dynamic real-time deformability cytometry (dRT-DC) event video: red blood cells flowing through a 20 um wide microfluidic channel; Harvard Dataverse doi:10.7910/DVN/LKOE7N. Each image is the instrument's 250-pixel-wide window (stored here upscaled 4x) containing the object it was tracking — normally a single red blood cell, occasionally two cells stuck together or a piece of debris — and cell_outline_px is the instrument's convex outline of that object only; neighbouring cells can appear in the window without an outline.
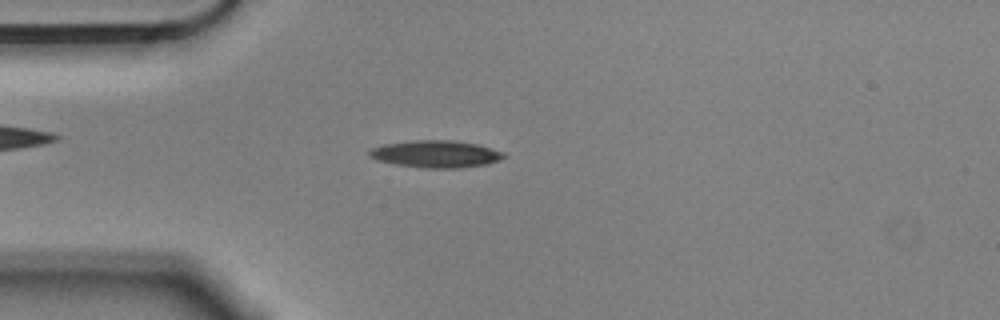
{"species": "Egyptian fruit bat (a non-hibernating species)", "species_latin": "Rousettus aegyptiacus", "temperature_condition": "cold", "stored_images_in_passage": 54, "camera_frame_rate_fps": 3000, "um_per_image_px": 0.085, "animal": {"sex": "male"}, "frame": {"image": 1, "passage_image": 13, "time_ms": 4.0, "image_size_px": [1000, 320], "cell_outline_px": [[504, 156], [500, 160], [484, 164], [460, 168], [424, 168], [396, 164], [376, 160], [368, 156], [368, 152], [372, 148], [384, 144], [412, 140], [452, 140], [476, 144], [504, 152]], "centroid_in_image_um": [37.0, 13.09], "position_along_channel_um": 48.0, "area_um2": 21.15}}
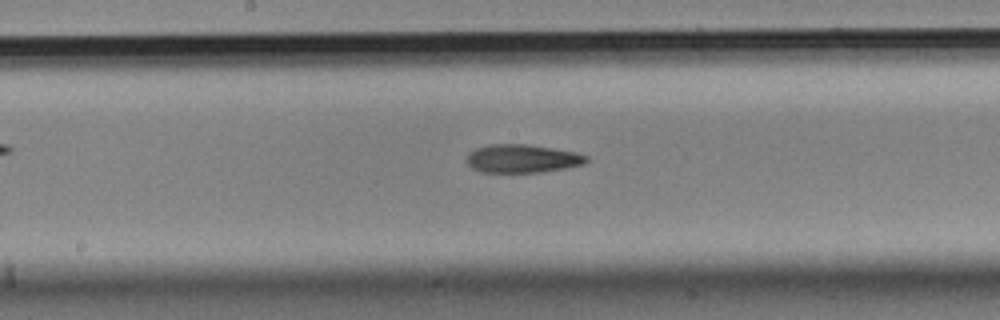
{"frame": {"image": 2, "passage_image": 27, "time_ms": 8.667, "image_size_px": [1000, 320], "cell_outline_px": [[588, 160], [584, 164], [564, 168], [540, 172], [480, 172], [472, 168], [468, 164], [468, 152], [476, 148], [492, 144], [528, 144], [576, 152], [588, 156]], "centroid_in_image_um": [44.39, 13.48], "position_along_channel_um": 203.8, "area_um2": 19.65}}
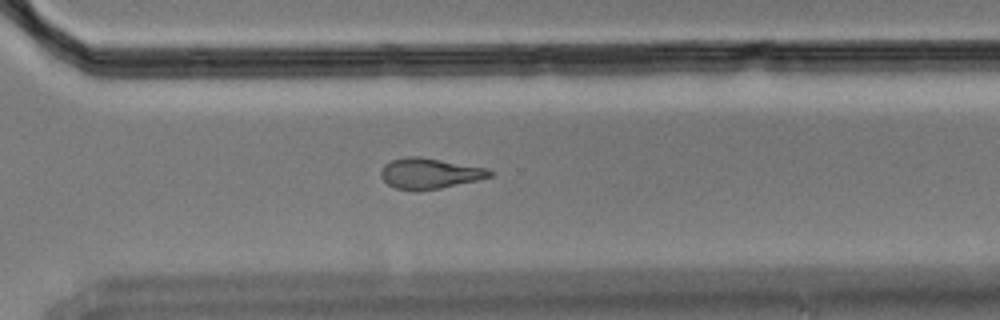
{"frame": {"image": 3, "passage_image": 38, "time_ms": 12.333, "image_size_px": [1000, 320], "cell_outline_px": [[492, 176], [476, 180], [440, 188], [416, 192], [412, 192], [396, 188], [388, 184], [380, 176], [380, 168], [384, 164], [392, 160], [404, 156], [420, 156], [488, 168], [492, 172]], "centroid_in_image_um": [36.46, 14.74], "position_along_channel_um": 334.1, "area_um2": 19.65}, "authors_computed_cell_mechanics": {"area_um2": 20.1722, "velocity_mm_per_s": 3.5691, "shape_relaxation_time_tau1_ms": 5.6233, "shape_relaxation_time_tau2_ms": 5.8784, "deformation_change_tau1": 0.1778, "deformation_change_tau2": 0.1642}}